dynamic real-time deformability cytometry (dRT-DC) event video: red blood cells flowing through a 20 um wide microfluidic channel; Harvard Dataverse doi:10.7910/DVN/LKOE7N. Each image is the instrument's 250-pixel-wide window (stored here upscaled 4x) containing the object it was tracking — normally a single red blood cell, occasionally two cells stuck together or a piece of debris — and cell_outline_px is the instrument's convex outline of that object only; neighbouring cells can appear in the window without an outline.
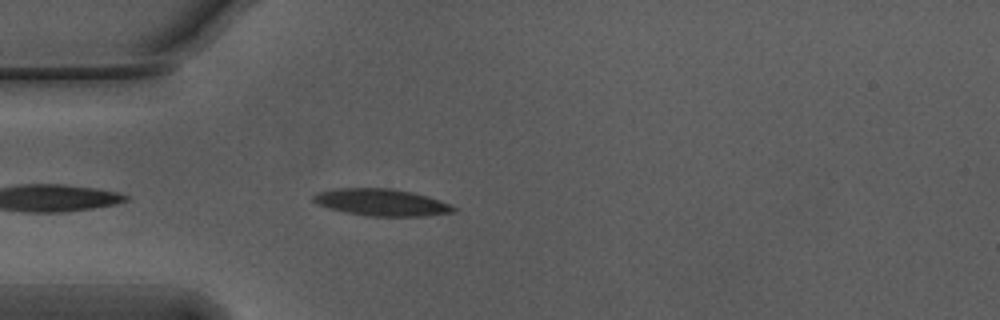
{"species": "Egyptian fruit bat (a non-hibernating species)", "species_latin": "Rousettus aegyptiacus", "temperature_condition": "warm", "stored_images_in_passage": 8, "camera_frame_rate_fps": 3000, "um_per_image_px": 0.085, "animal": {"sex": "male"}, "frame": {"image": 1, "passage_image": 3, "time_ms": 0.667, "image_size_px": [1000, 320], "cell_outline_px": [[456, 212], [424, 216], [368, 216], [344, 212], [328, 208], [316, 204], [312, 200], [312, 196], [320, 192], [340, 188], [392, 188], [412, 192], [428, 196], [440, 200], [456, 208]], "centroid_in_image_um": [32.43, 17.2], "position_along_channel_um": 52.6, "area_um2": 22.02}}